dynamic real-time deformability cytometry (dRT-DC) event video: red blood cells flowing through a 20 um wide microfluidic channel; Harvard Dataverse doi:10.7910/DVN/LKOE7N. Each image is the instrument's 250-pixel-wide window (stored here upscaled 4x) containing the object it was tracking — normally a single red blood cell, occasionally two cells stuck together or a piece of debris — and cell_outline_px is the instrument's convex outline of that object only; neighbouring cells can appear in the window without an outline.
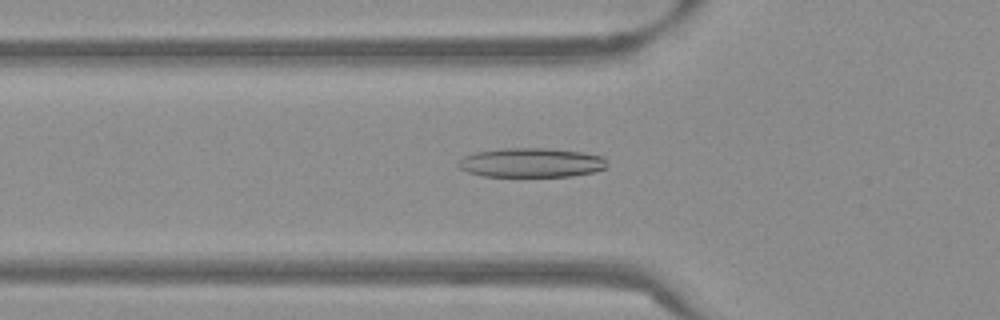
{"species": "Egyptian fruit bat (a non-hibernating species)", "species_latin": "Rousettus aegyptiacus", "temperature_condition": "warm", "stored_images_in_passage": 54, "camera_frame_rate_fps": 3000, "um_per_image_px": 0.085, "frame": {"image": 1, "passage_image": 19, "time_ms": 6.0, "image_size_px": [1000, 320], "cell_outline_px": [[608, 164], [604, 168], [592, 172], [572, 176], [484, 176], [468, 172], [460, 168], [456, 164], [464, 156], [476, 152], [500, 148], [548, 148], [584, 152], [604, 156], [608, 160]], "centroid_in_image_um": [45.19, 13.81], "position_along_channel_um": 80.6, "area_um2": 25.55}}
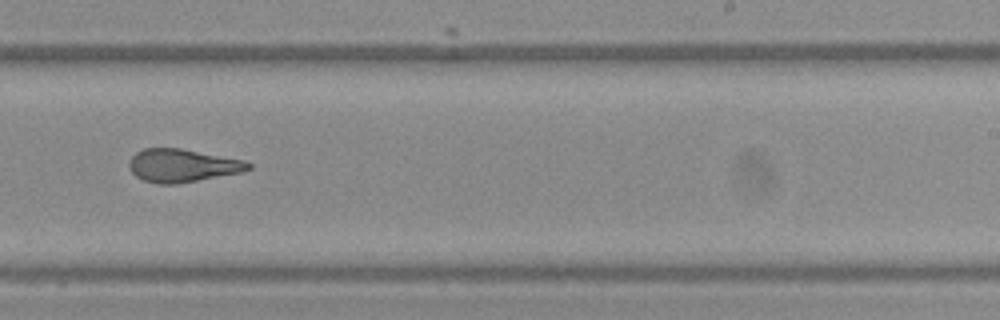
{"frame": {"image": 2, "passage_image": 34, "time_ms": 11.0, "image_size_px": [1000, 320], "cell_outline_px": [[252, 168], [244, 172], [176, 184], [160, 184], [144, 180], [136, 176], [128, 168], [128, 164], [132, 156], [136, 152], [144, 148], [180, 148], [244, 160], [252, 164]], "centroid_in_image_um": [15.51, 14.07], "position_along_channel_um": 273.5, "area_um2": 23.0}}
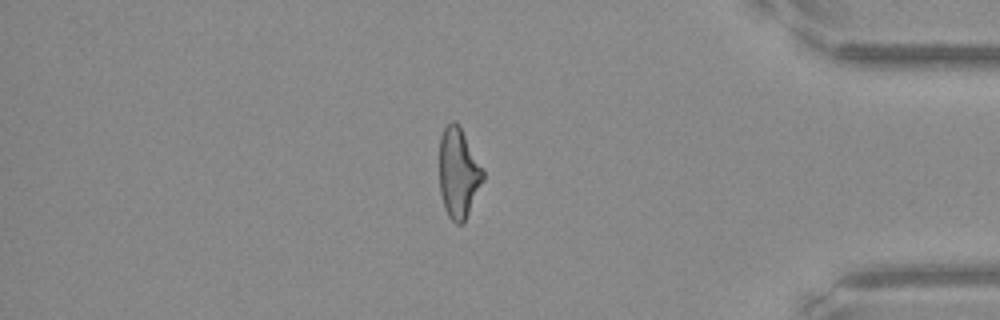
{"frame": {"image": 3, "passage_image": 46, "time_ms": 15.0, "image_size_px": [1000, 320], "cell_outline_px": [[484, 180], [464, 224], [456, 224], [448, 216], [444, 208], [440, 192], [440, 136], [444, 128], [452, 120], [460, 128], [484, 168]], "centroid_in_image_um": [38.98, 14.76], "position_along_channel_um": 396.2, "area_um2": 22.95}, "authors_computed_cell_mechanics": {"area_um2": 24.0448, "velocity_mm_per_s": 3.8297, "shape_relaxation_time_tau1_ms": 10.8915, "shape_relaxation_time_tau2_ms": 1.9016, "deformation_change_tau1": 0.2566, "deformation_change_tau2": 0.1075}}